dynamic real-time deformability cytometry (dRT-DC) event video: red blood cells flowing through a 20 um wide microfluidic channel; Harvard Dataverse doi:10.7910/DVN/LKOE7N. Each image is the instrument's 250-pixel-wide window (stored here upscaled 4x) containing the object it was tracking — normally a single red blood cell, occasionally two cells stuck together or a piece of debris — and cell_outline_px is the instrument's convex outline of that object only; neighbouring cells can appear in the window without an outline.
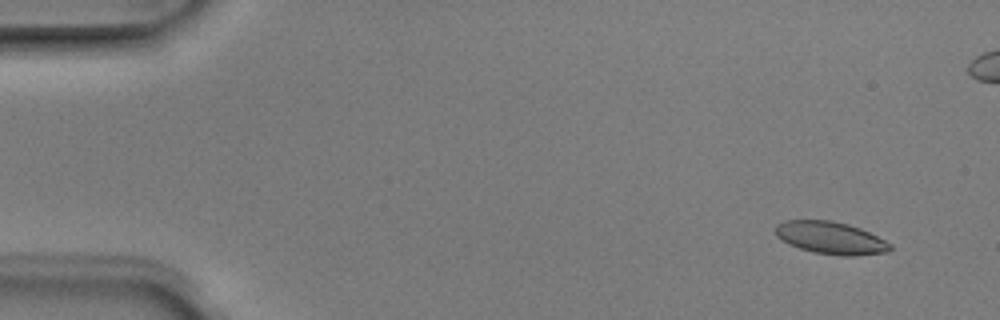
{"species": "Egyptian fruit bat (a non-hibernating species)", "species_latin": "Rousettus aegyptiacus", "temperature_condition": "room temperature", "stored_images_in_passage": 8, "camera_frame_rate_fps": 3000, "um_per_image_px": 0.085, "animal": {"sex": "male"}, "frame": {"image": 1, "passage_image": 1, "time_ms": 0.0, "image_size_px": [1000, 320], "cell_outline_px": [[892, 248], [888, 252], [856, 256], [840, 256], [812, 252], [788, 244], [776, 236], [776, 224], [784, 220], [832, 220], [848, 224], [860, 228], [892, 244]], "centroid_in_image_um": [70.6, 20.22], "position_along_channel_um": 14.4, "area_um2": 21.79}}
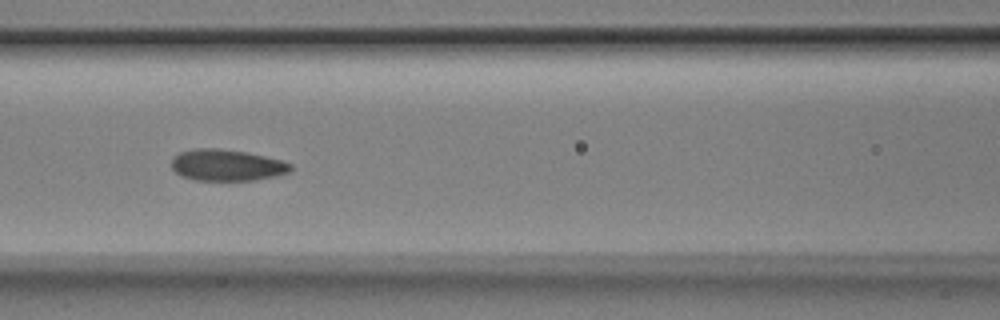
{"frame": {"image": 2, "passage_image": 6, "time_ms": 1.667, "image_size_px": [1000, 320], "cell_outline_px": [[292, 168], [288, 172], [256, 180], [196, 180], [180, 176], [172, 168], [172, 156], [180, 152], [196, 148], [220, 148], [248, 152], [280, 160], [292, 164]], "centroid_in_image_um": [19.24, 14.03], "position_along_channel_um": 147.4, "area_um2": 21.79}}
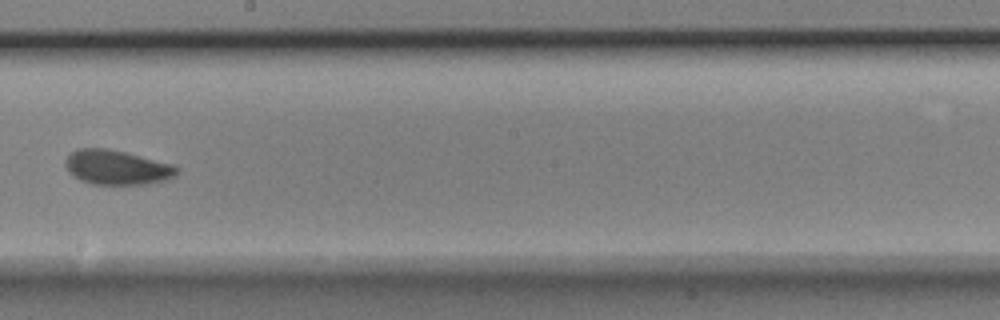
{"frame": {"image": 3, "passage_image": 8, "time_ms": 2.333, "image_size_px": [1000, 320], "cell_outline_px": [[180, 168], [176, 176], [164, 180], [148, 184], [92, 184], [80, 180], [68, 172], [64, 164], [64, 160], [76, 148], [108, 148], [176, 164]], "centroid_in_image_um": [9.96, 14.22], "position_along_channel_um": 238.2, "area_um2": 22.77}}